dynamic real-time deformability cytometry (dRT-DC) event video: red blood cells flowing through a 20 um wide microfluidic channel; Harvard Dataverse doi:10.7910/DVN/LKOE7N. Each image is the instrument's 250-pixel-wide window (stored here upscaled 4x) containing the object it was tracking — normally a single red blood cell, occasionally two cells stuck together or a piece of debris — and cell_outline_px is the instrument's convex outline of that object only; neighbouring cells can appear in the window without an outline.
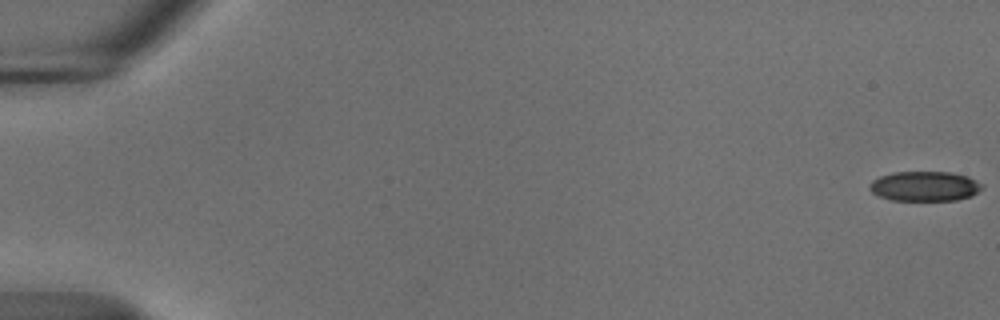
{"species": "common noctule bat (a hibernating species)", "species_latin": "Nyctalus noctula", "temperature_condition": "cold", "stored_images_in_passage": 56, "camera_frame_rate_fps": 3000, "um_per_image_px": 0.085, "animal": {"sex": "male", "body_mass_g": 18.8}, "frame": {"image": 1, "passage_image": 1, "time_ms": 0.0, "image_size_px": [1000, 320], "cell_outline_px": [[984, 188], [972, 196], [956, 200], [892, 200], [880, 196], [872, 192], [868, 188], [872, 180], [880, 176], [892, 172], [948, 172], [968, 176], [984, 184]], "centroid_in_image_um": [78.63, 15.82], "position_along_channel_um": 6.4, "area_um2": 19.65}}
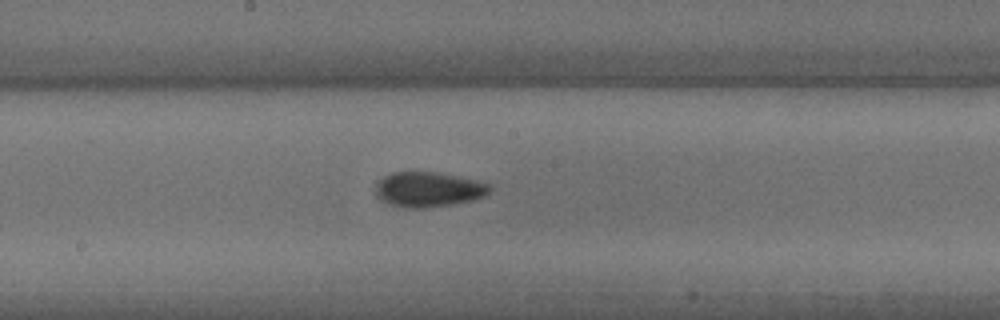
{"frame": {"image": 2, "passage_image": 31, "time_ms": 10.0, "image_size_px": [1000, 320], "cell_outline_px": [[492, 188], [484, 196], [472, 200], [452, 204], [424, 208], [404, 208], [388, 204], [380, 200], [376, 196], [376, 184], [384, 176], [392, 172], [440, 172], [480, 180], [488, 184]], "centroid_in_image_um": [36.41, 16.1], "position_along_channel_um": 211.8, "area_um2": 23.52}}
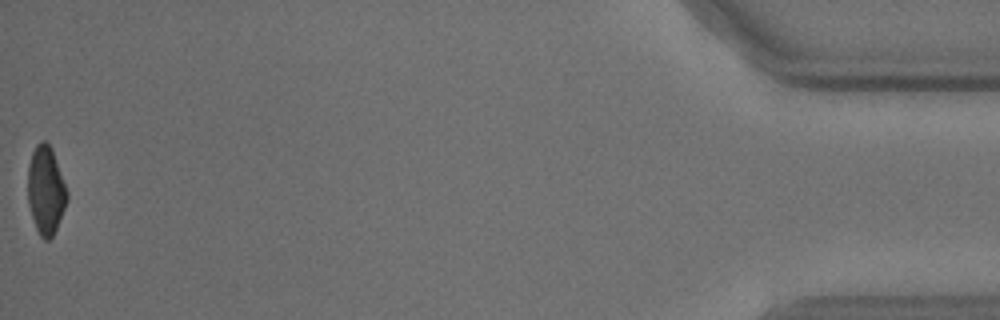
{"frame": {"image": 3, "passage_image": 56, "time_ms": 18.333, "image_size_px": [1000, 320], "cell_outline_px": [[68, 200], [56, 228], [52, 236], [48, 240], [44, 240], [40, 236], [36, 228], [28, 204], [28, 164], [32, 152], [36, 144], [40, 140], [44, 140], [52, 148], [68, 192]], "centroid_in_image_um": [3.89, 16.15], "position_along_channel_um": 431.3, "area_um2": 20.17}, "authors_computed_cell_mechanics": {"area_um2": 21.7906, "velocity_mm_per_s": 3.7005, "shape_relaxation_time_tau1_ms": 7.5991, "shape_relaxation_time_tau2_ms": 3.937, "deformation_change_tau1": 0.1305, "deformation_change_tau2": 0.0819}}